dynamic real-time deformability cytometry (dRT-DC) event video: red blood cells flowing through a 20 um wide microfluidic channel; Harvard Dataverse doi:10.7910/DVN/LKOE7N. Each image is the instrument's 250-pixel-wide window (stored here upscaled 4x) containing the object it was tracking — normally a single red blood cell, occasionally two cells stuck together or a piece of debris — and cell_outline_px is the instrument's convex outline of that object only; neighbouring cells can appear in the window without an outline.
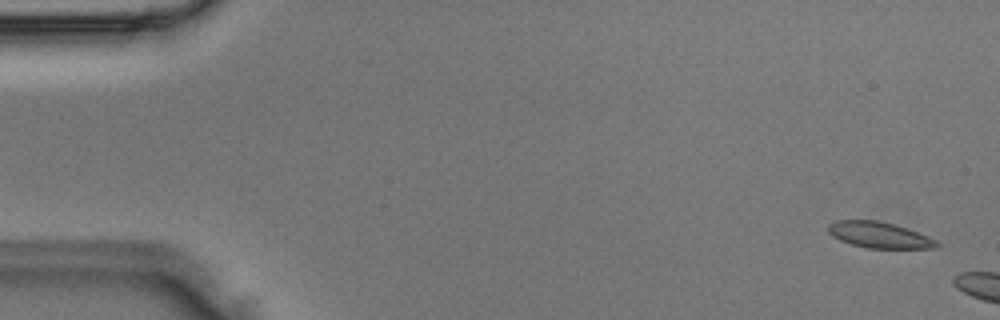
{"species": "Egyptian fruit bat (a non-hibernating species)", "species_latin": "Rousettus aegyptiacus", "temperature_condition": "room temperature", "stored_images_in_passage": 6, "camera_frame_rate_fps": 3000, "um_per_image_px": 0.085, "animal": {"sex": "male"}, "frame": {"image": 1, "passage_image": 2, "time_ms": 0.333, "image_size_px": [1000, 320], "cell_outline_px": [[940, 248], [868, 248], [852, 244], [840, 240], [832, 236], [828, 232], [828, 224], [836, 220], [876, 220], [896, 224], [908, 228], [940, 240]], "centroid_in_image_um": [74.81, 19.97], "position_along_channel_um": 10.2, "area_um2": 16.76}}